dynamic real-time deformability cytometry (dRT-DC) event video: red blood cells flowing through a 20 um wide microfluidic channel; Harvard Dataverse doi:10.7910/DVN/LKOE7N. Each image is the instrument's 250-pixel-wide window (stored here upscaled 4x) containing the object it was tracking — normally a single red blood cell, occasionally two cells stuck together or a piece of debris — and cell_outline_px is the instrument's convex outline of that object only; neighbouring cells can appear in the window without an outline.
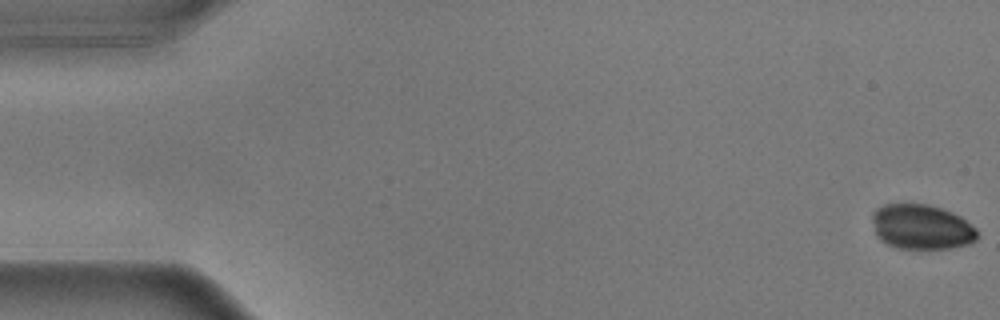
{"species": "common noctule bat (a hibernating species)", "species_latin": "Nyctalus noctula", "temperature_condition": "warm", "stored_images_in_passage": 56, "camera_frame_rate_fps": 3000, "um_per_image_px": 0.085, "animal": {"sex": "male", "body_mass_g": 17.9}, "frame": {"image": 1, "passage_image": 1, "time_ms": 0.0, "image_size_px": [1000, 320], "cell_outline_px": [[976, 240], [968, 244], [948, 248], [896, 248], [880, 240], [876, 236], [872, 220], [872, 212], [876, 208], [884, 204], [928, 204], [952, 212], [960, 216], [976, 228]], "centroid_in_image_um": [78.29, 19.28], "position_along_channel_um": 6.7, "area_um2": 27.46}}
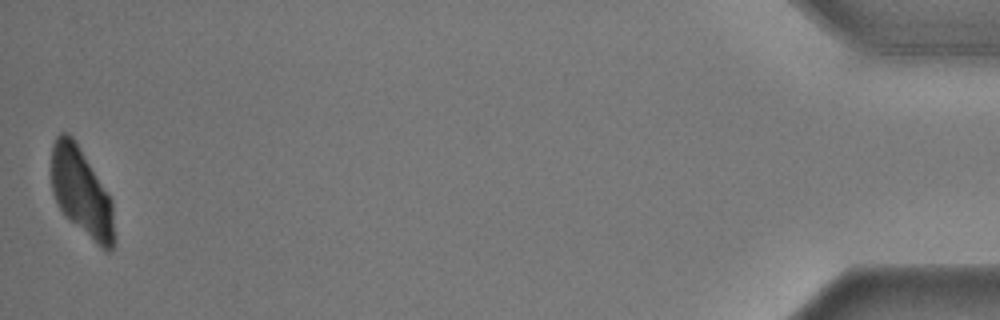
{"frame": {"image": 2, "passage_image": 56, "time_ms": 18.333, "image_size_px": [1000, 320], "cell_outline_px": [[116, 240], [112, 248], [108, 252], [100, 248], [60, 208], [52, 192], [52, 144], [56, 136], [60, 132], [68, 132], [72, 136], [112, 200]], "centroid_in_image_um": [6.95, 16.34], "position_along_channel_um": 428.3, "area_um2": 31.85}}